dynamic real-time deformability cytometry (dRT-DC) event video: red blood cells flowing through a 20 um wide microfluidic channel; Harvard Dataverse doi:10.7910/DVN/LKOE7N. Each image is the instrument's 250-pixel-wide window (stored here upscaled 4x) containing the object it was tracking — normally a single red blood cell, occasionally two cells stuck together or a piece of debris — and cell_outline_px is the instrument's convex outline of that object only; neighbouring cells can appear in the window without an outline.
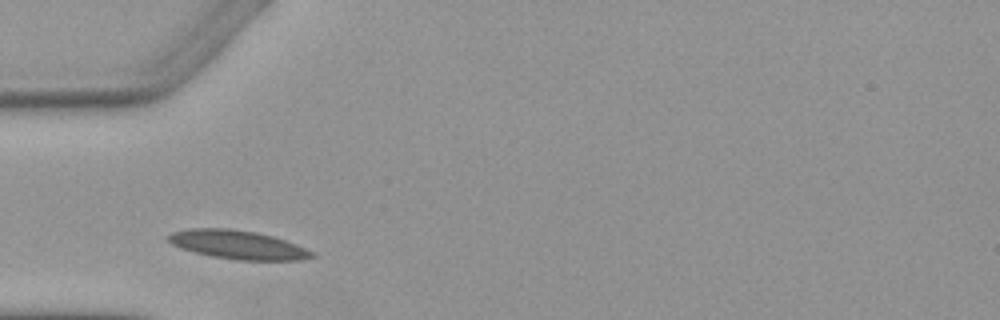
{"species": "Egyptian fruit bat (a non-hibernating species)", "species_latin": "Rousettus aegyptiacus", "temperature_condition": "warm", "stored_images_in_passage": 3, "camera_frame_rate_fps": 3000, "um_per_image_px": 0.085, "animal": {"sex": "female"}, "frame": {"image": 1, "passage_image": 1, "time_ms": 0.0, "image_size_px": [1000, 320], "cell_outline_px": [[316, 256], [300, 260], [236, 260], [212, 256], [180, 248], [172, 244], [168, 240], [168, 236], [172, 232], [188, 228], [228, 228], [256, 232], [272, 236], [296, 244], [312, 252]], "centroid_in_image_um": [20.19, 20.8], "position_along_channel_um": 64.8, "area_um2": 23.81}}
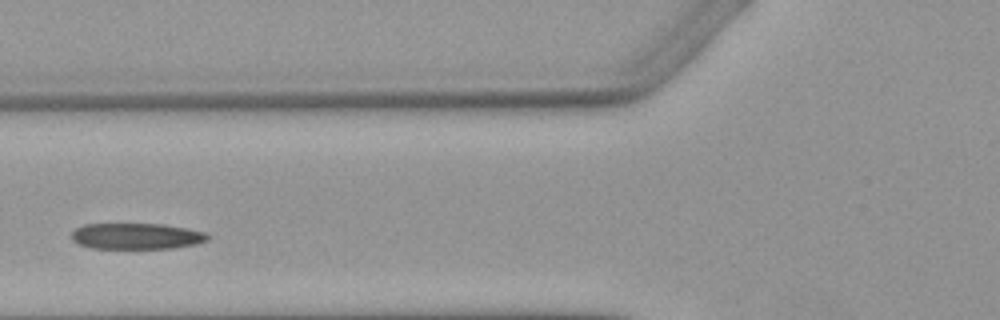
{"frame": {"image": 2, "passage_image": 2, "time_ms": 1.333, "image_size_px": [1000, 320], "cell_outline_px": [[212, 236], [208, 240], [196, 244], [172, 248], [92, 248], [80, 244], [72, 240], [72, 232], [76, 228], [84, 224], [164, 224], [188, 228], [208, 232]], "centroid_in_image_um": [11.67, 20.06], "position_along_channel_um": 114.1, "area_um2": 20.81}}
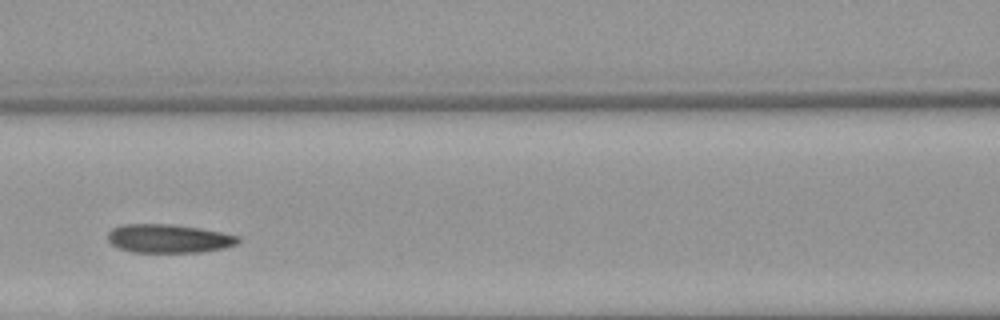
{"frame": {"image": 3, "passage_image": 3, "time_ms": 2.333, "image_size_px": [1000, 320], "cell_outline_px": [[240, 240], [236, 244], [224, 248], [200, 252], [132, 252], [120, 248], [112, 244], [108, 240], [108, 232], [112, 228], [124, 224], [172, 224], [200, 228], [240, 236]], "centroid_in_image_um": [14.34, 20.27], "position_along_channel_um": 152.3, "area_um2": 21.68}}